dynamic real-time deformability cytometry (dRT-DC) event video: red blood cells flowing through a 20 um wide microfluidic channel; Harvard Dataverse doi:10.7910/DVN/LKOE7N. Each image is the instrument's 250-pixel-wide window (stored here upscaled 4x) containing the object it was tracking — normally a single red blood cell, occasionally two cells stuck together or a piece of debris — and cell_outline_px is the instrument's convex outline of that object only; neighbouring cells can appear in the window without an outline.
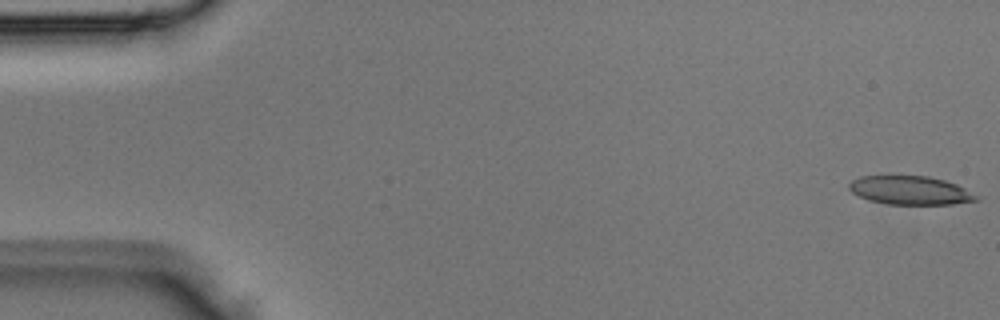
{"species": "Egyptian fruit bat (a non-hibernating species)", "species_latin": "Rousettus aegyptiacus", "temperature_condition": "room temperature", "stored_images_in_passage": 4, "camera_frame_rate_fps": 3000, "um_per_image_px": 0.085, "animal": {"sex": "male"}, "frame": {"image": 1, "passage_image": 1, "time_ms": 0.0, "image_size_px": [1000, 320], "cell_outline_px": [[980, 200], [952, 204], [888, 204], [868, 200], [852, 192], [848, 188], [848, 184], [852, 180], [860, 176], [928, 176], [944, 180], [956, 184], [964, 188], [976, 196]], "centroid_in_image_um": [77.34, 16.18], "position_along_channel_um": 7.7, "area_um2": 21.04}}